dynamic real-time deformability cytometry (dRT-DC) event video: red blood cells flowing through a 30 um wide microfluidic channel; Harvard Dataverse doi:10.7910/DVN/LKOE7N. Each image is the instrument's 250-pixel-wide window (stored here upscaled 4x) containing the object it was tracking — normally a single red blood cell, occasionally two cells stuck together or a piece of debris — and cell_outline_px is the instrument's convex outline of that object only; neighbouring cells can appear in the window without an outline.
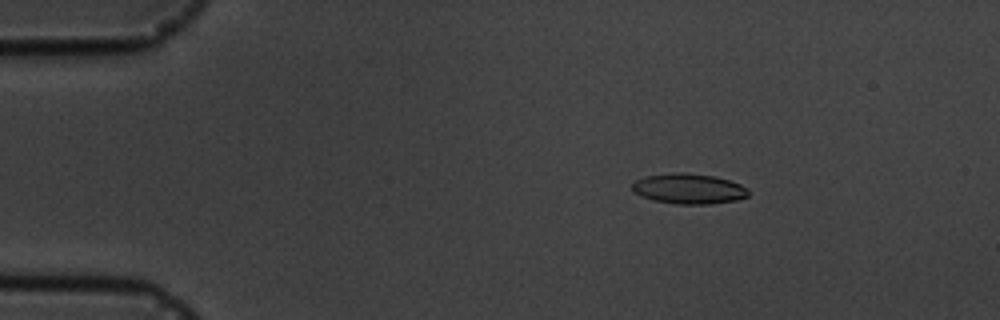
{"species": "common noctule bat (a hibernating species)", "species_latin": "Nyctalus noctula", "temperature_condition": "cold", "stored_images_in_passage": 5, "camera_frame_rate_fps": 3000, "um_per_image_px": 0.085, "animal": {"sex": "male", "body_mass_g": 19.5, "forearm_length_mm": 54.6}, "frame": {"image": 1, "passage_image": 3, "time_ms": 3.0, "image_size_px": [1000, 320], "cell_outline_px": [[748, 196], [736, 200], [708, 204], [676, 204], [652, 200], [640, 196], [632, 192], [632, 184], [636, 180], [644, 176], [676, 172], [684, 172], [716, 176], [740, 184], [748, 188]], "centroid_in_image_um": [58.51, 16.04], "position_along_channel_um": 26.5, "area_um2": 20.69}}